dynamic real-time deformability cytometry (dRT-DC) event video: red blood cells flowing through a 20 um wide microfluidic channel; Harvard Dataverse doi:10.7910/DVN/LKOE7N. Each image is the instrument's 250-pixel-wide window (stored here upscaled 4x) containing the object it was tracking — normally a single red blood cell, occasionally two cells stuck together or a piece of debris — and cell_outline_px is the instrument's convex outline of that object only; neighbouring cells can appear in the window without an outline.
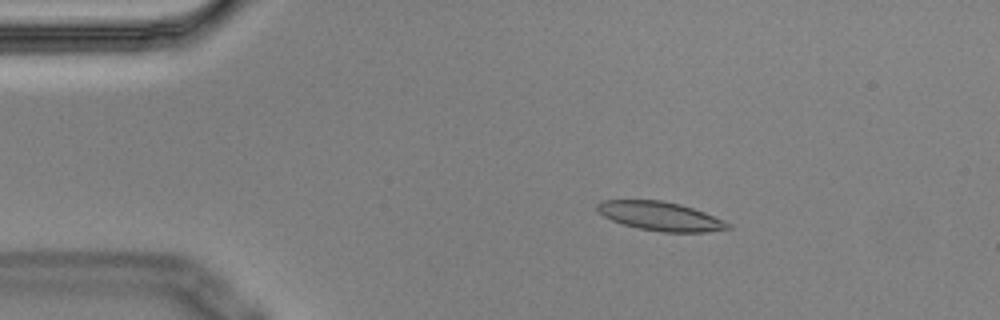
{"species": "Egyptian fruit bat (a non-hibernating species)", "species_latin": "Rousettus aegyptiacus", "temperature_condition": "cold", "stored_images_in_passage": 7, "camera_frame_rate_fps": 3000, "um_per_image_px": 0.085, "animal": {"sex": "male"}, "frame": {"image": 1, "passage_image": 3, "time_ms": 0.667, "image_size_px": [1000, 320], "cell_outline_px": [[732, 228], [708, 232], [664, 232], [640, 228], [624, 224], [612, 220], [604, 216], [596, 208], [596, 204], [600, 200], [660, 200], [680, 204], [704, 212], [724, 220], [732, 224]], "centroid_in_image_um": [56.16, 18.37], "position_along_channel_um": 28.8, "area_um2": 21.91}}
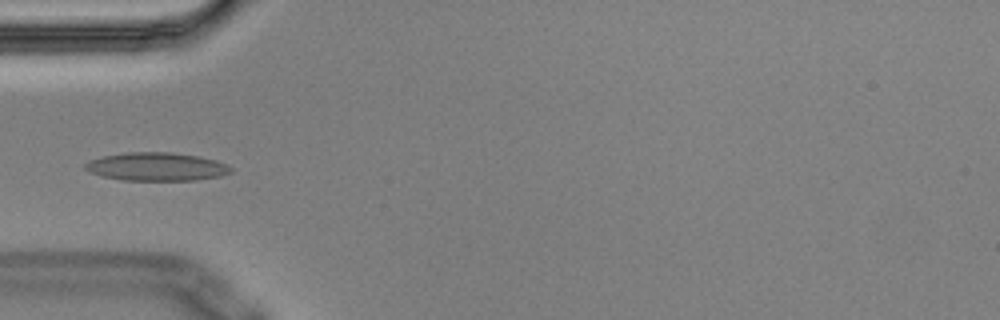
{"frame": {"image": 2, "passage_image": 5, "time_ms": 1.333, "image_size_px": [1000, 320], "cell_outline_px": [[232, 172], [220, 176], [196, 180], [124, 180], [100, 176], [88, 172], [84, 168], [84, 164], [88, 160], [104, 156], [128, 152], [172, 152], [196, 156], [216, 160], [232, 168]], "centroid_in_image_um": [13.26, 14.17], "position_along_channel_um": 71.7, "area_um2": 23.99}}
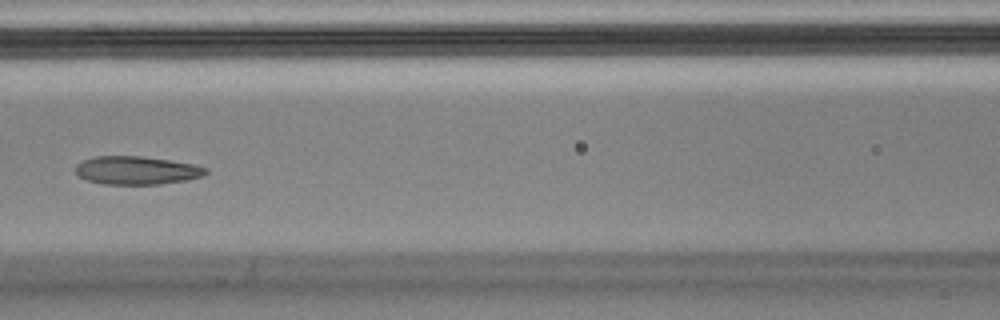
{"frame": {"image": 3, "passage_image": 7, "time_ms": 2.0, "image_size_px": [1000, 320], "cell_outline_px": [[208, 172], [204, 176], [188, 180], [160, 184], [104, 184], [88, 180], [80, 176], [76, 172], [76, 164], [84, 160], [96, 156], [140, 156], [168, 160], [192, 164], [208, 168]], "centroid_in_image_um": [11.65, 14.48], "position_along_channel_um": 155.0, "area_um2": 21.33}}